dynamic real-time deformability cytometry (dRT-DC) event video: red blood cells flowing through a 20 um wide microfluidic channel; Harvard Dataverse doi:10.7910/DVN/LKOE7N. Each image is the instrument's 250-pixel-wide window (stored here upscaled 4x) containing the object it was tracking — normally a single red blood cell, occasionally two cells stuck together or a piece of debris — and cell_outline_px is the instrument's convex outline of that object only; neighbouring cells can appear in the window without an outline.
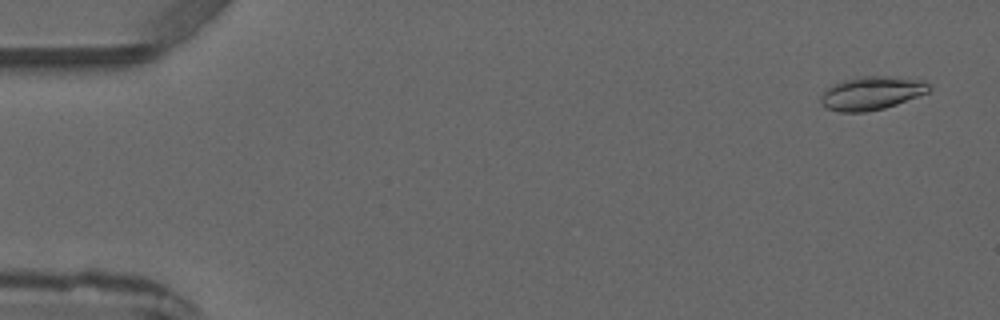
{"species": "common noctule bat (a hibernating species)", "species_latin": "Nyctalus noctula", "temperature_condition": "warm", "stored_images_in_passage": 3, "camera_frame_rate_fps": 3000, "um_per_image_px": 0.085, "animal": {"sex": "male", "forearm_length_mm": 52.5}, "frame": {"image": 1, "passage_image": 1, "time_ms": 0.0, "image_size_px": [1000, 320], "cell_outline_px": [[932, 88], [928, 92], [896, 104], [884, 108], [864, 112], [840, 112], [824, 108], [820, 104], [820, 96], [824, 88], [832, 84], [844, 80], [864, 76], [884, 76], [924, 80]], "centroid_in_image_um": [74.02, 7.92], "position_along_channel_um": 11.0, "area_um2": 21.15}}